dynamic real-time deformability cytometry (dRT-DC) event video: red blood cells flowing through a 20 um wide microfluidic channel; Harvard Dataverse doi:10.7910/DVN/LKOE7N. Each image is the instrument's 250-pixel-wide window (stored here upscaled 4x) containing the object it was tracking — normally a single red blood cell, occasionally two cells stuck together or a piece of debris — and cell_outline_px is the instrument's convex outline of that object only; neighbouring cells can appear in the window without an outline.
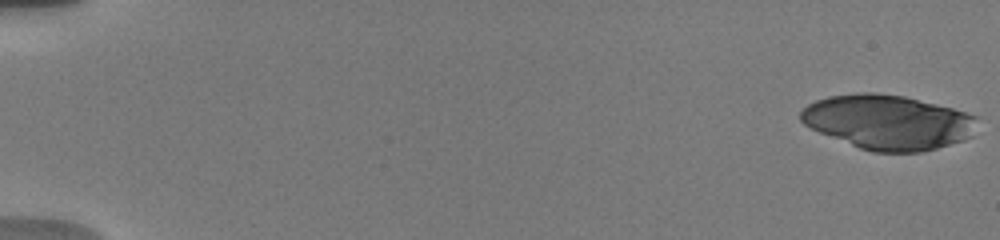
{"species": "human", "species_latin": "Homo sapiens", "temperature_condition": "warm", "stored_images_in_passage": 19, "camera_frame_rate_fps": 3000, "um_per_image_px": 0.085, "donor": {"sex": "male"}, "frame": {"image": 1, "passage_image": 1, "time_ms": 0.0, "image_size_px": [1000, 240], "cell_outline_px": [[976, 116], [972, 136], [964, 140], [936, 148], [920, 152], [872, 152], [860, 148], [820, 132], [804, 124], [800, 120], [800, 112], [808, 104], [816, 100], [828, 96], [860, 92], [872, 92], [904, 96], [952, 108]], "centroid_in_image_um": [75.46, 10.37], "position_along_channel_um": 9.5, "area_um2": 55.72}}
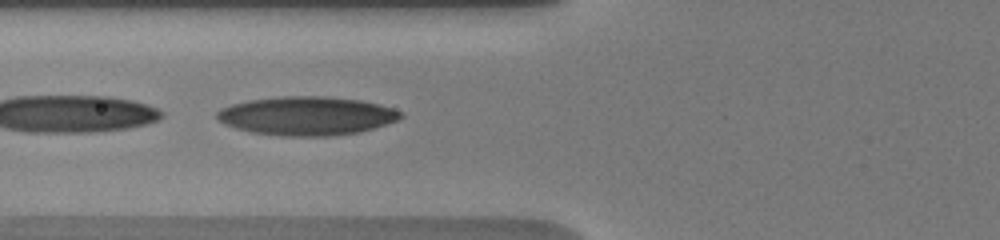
{"frame": {"image": 2, "passage_image": 17, "time_ms": 7.333, "image_size_px": [1000, 240], "cell_outline_px": [[404, 116], [396, 120], [372, 128], [356, 132], [328, 136], [284, 136], [252, 132], [236, 128], [224, 124], [216, 120], [216, 112], [220, 108], [232, 104], [248, 100], [284, 96], [328, 96], [360, 100], [392, 108], [400, 112]], "centroid_in_image_um": [26.0, 9.84], "position_along_channel_um": 99.8, "area_um2": 41.15}}